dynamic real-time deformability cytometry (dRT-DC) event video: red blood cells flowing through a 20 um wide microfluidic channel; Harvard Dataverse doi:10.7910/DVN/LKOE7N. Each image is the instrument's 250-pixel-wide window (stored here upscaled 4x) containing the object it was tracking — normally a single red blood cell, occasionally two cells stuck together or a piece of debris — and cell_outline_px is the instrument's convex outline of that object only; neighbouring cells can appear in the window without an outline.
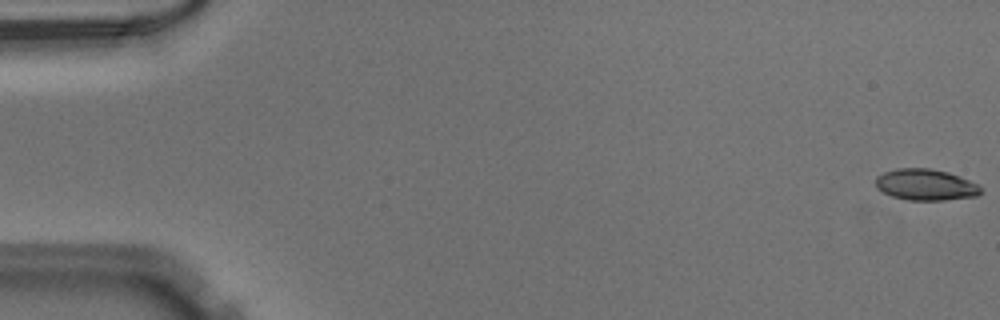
{"species": "Egyptian fruit bat (a non-hibernating species)", "species_latin": "Rousettus aegyptiacus", "temperature_condition": "warm", "stored_images_in_passage": 51, "camera_frame_rate_fps": 3000, "um_per_image_px": 0.085, "animal": {"sex": "male"}, "frame": {"image": 1, "passage_image": 1, "time_ms": 0.0, "image_size_px": [1000, 320], "cell_outline_px": [[984, 188], [976, 196], [944, 200], [908, 200], [892, 196], [876, 188], [876, 176], [884, 172], [896, 168], [928, 168], [948, 172], [960, 176], [980, 184]], "centroid_in_image_um": [78.71, 15.69], "position_along_channel_um": 6.3, "area_um2": 19.31}}
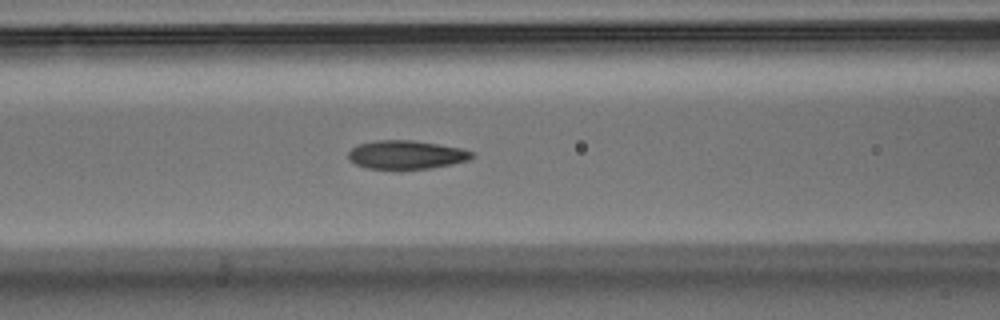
{"frame": {"image": 2, "passage_image": 22, "time_ms": 7.0, "image_size_px": [1000, 320], "cell_outline_px": [[472, 156], [468, 160], [452, 164], [432, 168], [400, 172], [368, 168], [356, 164], [348, 156], [348, 152], [352, 148], [360, 144], [376, 140], [412, 140], [460, 148], [472, 152]], "centroid_in_image_um": [34.5, 13.2], "position_along_channel_um": 132.1, "area_um2": 20.98}}
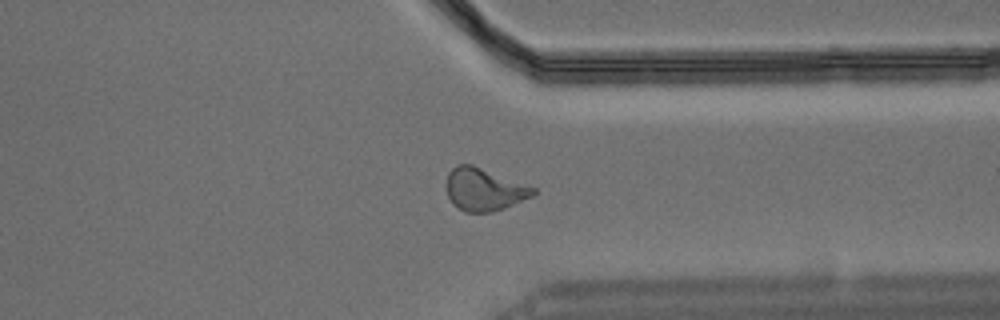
{"frame": {"image": 3, "passage_image": 40, "time_ms": 13.0, "image_size_px": [1000, 320], "cell_outline_px": [[536, 192], [532, 196], [504, 208], [492, 212], [464, 212], [452, 204], [448, 196], [448, 172], [456, 164], [472, 164], [536, 188]], "centroid_in_image_um": [41.14, 16.1], "position_along_channel_um": 370.3, "area_um2": 21.33}}